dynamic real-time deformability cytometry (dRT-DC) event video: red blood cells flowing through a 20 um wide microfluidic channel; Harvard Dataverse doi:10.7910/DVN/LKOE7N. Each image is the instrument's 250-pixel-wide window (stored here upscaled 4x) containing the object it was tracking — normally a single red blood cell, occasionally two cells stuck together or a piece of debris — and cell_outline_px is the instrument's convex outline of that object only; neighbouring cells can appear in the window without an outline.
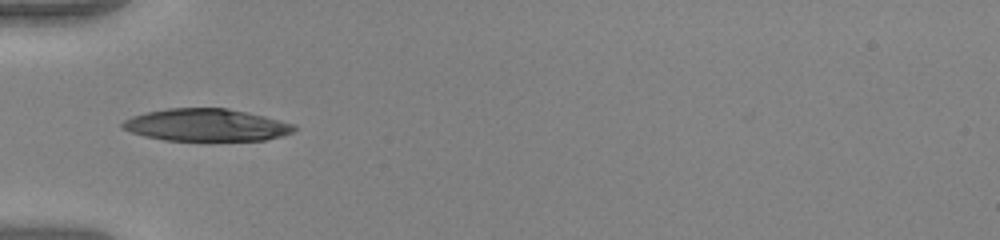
{"species": "human", "species_latin": "Homo sapiens", "temperature_condition": "warm", "stored_images_in_passage": 9, "camera_frame_rate_fps": 3000, "um_per_image_px": 0.085, "donor": {"sex": "female"}, "frame": {"image": 1, "passage_image": 1, "time_ms": 0.0, "image_size_px": [1000, 240], "cell_outline_px": [[296, 128], [292, 132], [280, 136], [264, 140], [164, 140], [144, 136], [120, 128], [120, 124], [124, 120], [132, 116], [148, 112], [168, 108], [228, 108], [248, 112], [296, 124]], "centroid_in_image_um": [17.52, 10.62], "position_along_channel_um": 67.5, "area_um2": 32.25}}
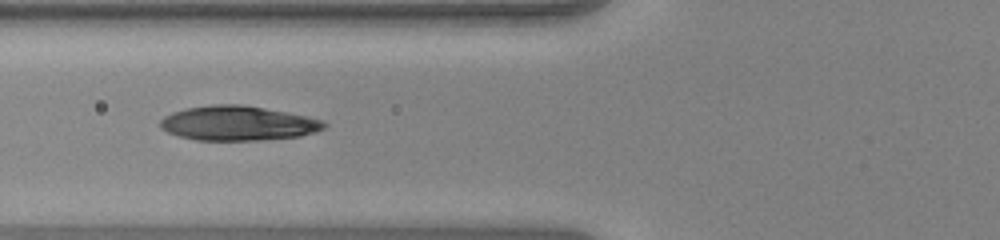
{"frame": {"image": 2, "passage_image": 4, "time_ms": 1.0, "image_size_px": [1000, 240], "cell_outline_px": [[328, 124], [324, 128], [316, 132], [300, 136], [260, 140], [196, 140], [180, 136], [168, 132], [160, 128], [160, 120], [164, 116], [172, 112], [188, 108], [212, 104], [240, 104], [264, 108], [308, 116], [324, 120]], "centroid_in_image_um": [20.25, 10.47], "position_along_channel_um": 105.6, "area_um2": 33.06}}
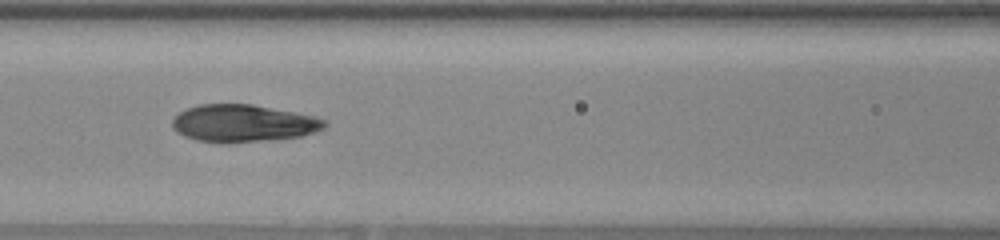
{"frame": {"image": 3, "passage_image": 7, "time_ms": 2.0, "image_size_px": [1000, 240], "cell_outline_px": [[328, 124], [324, 128], [300, 136], [228, 144], [196, 140], [184, 136], [176, 132], [172, 128], [172, 120], [180, 112], [188, 108], [200, 104], [252, 104], [316, 116], [324, 120]], "centroid_in_image_um": [20.64, 10.48], "position_along_channel_um": 146.0, "area_um2": 33.12}}